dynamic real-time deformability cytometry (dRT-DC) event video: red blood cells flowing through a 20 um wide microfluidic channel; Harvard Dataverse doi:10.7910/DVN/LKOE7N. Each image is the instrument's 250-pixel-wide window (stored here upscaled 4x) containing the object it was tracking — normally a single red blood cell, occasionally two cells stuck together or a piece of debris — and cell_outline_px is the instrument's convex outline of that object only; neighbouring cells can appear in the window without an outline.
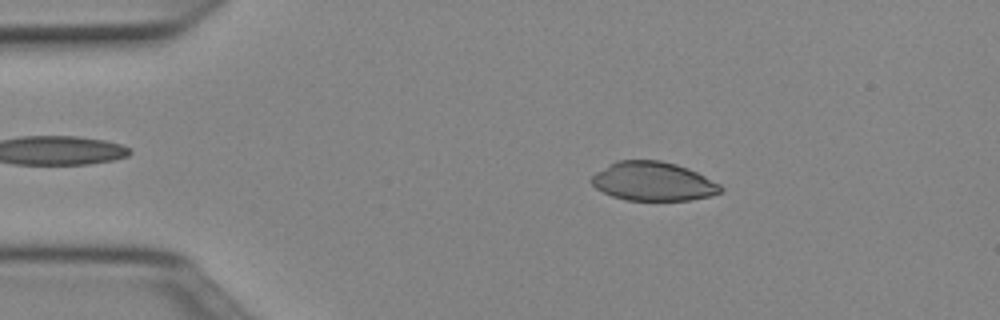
{"species": "Egyptian fruit bat (a non-hibernating species)", "species_latin": "Rousettus aegyptiacus", "temperature_condition": "cold", "stored_images_in_passage": 42, "camera_frame_rate_fps": 3000, "um_per_image_px": 0.085, "animal": {"sex": "female"}, "frame": {"image": 1, "passage_image": 8, "time_ms": 2.333, "image_size_px": [1000, 320], "cell_outline_px": [[724, 192], [712, 196], [692, 200], [628, 200], [612, 196], [596, 188], [588, 180], [596, 172], [616, 160], [660, 160], [676, 164], [688, 168], [720, 184], [724, 188]], "centroid_in_image_um": [55.54, 15.42], "position_along_channel_um": 29.5, "area_um2": 29.42}}
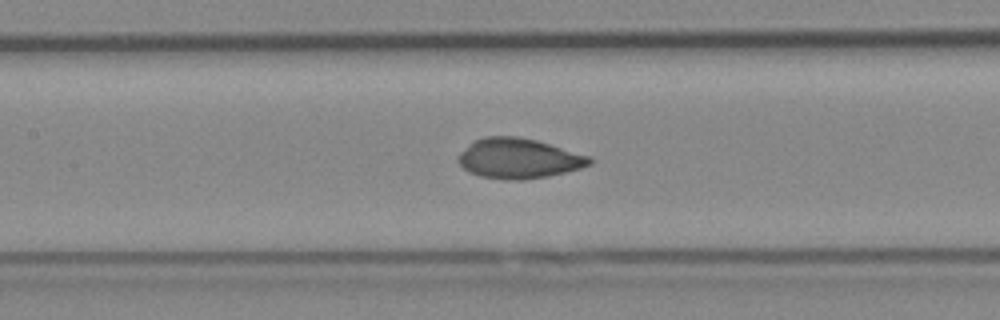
{"frame": {"image": 2, "passage_image": 22, "time_ms": 7.0, "image_size_px": [1000, 320], "cell_outline_px": [[592, 164], [580, 168], [548, 176], [520, 180], [504, 180], [480, 176], [468, 172], [456, 160], [460, 152], [476, 140], [484, 136], [516, 136], [536, 140], [592, 156]], "centroid_in_image_um": [44.09, 13.47], "position_along_channel_um": 163.3, "area_um2": 30.69}}
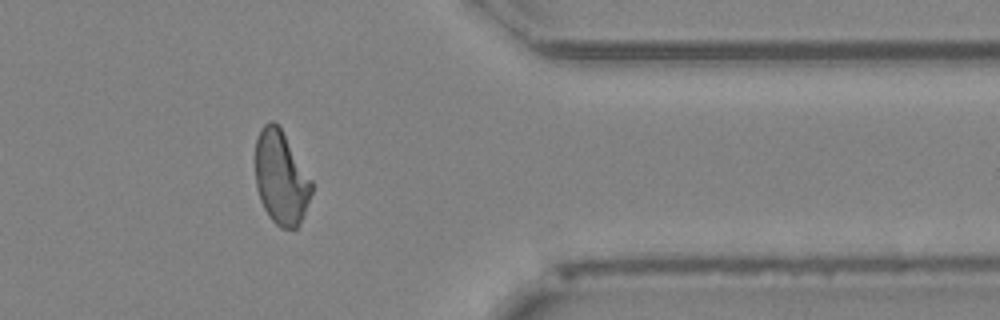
{"frame": {"image": 3, "passage_image": 40, "time_ms": 13.0, "image_size_px": [1000, 320], "cell_outline_px": [[312, 192], [304, 216], [296, 228], [280, 228], [268, 216], [260, 200], [256, 188], [256, 140], [260, 128], [264, 124], [272, 120], [280, 128], [312, 180]], "centroid_in_image_um": [23.88, 15.13], "position_along_channel_um": 387.5, "area_um2": 30.52}}